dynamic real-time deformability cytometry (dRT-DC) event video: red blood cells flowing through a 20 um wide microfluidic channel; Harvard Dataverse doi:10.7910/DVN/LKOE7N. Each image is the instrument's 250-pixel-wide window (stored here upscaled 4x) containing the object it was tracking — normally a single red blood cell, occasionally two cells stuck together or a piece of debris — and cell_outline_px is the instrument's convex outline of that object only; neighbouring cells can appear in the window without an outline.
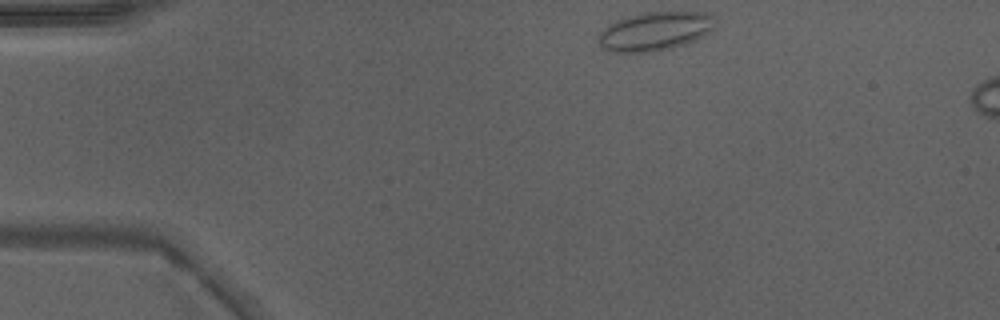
{"species": "Egyptian fruit bat (a non-hibernating species)", "species_latin": "Rousettus aegyptiacus", "temperature_condition": "warm", "stored_images_in_passage": 40, "camera_frame_rate_fps": 3000, "um_per_image_px": 0.085, "animal": {"sex": "male"}, "frame": {"image": 1, "passage_image": 1, "time_ms": 0.0, "image_size_px": [1000, 320], "cell_outline_px": [[712, 28], [696, 40], [684, 44], [668, 48], [644, 52], [616, 52], [604, 48], [600, 44], [600, 32], [604, 28], [616, 20], [628, 16], [648, 12], [704, 12], [712, 16]], "centroid_in_image_um": [55.64, 2.64], "position_along_channel_um": 29.4, "area_um2": 25.55}}
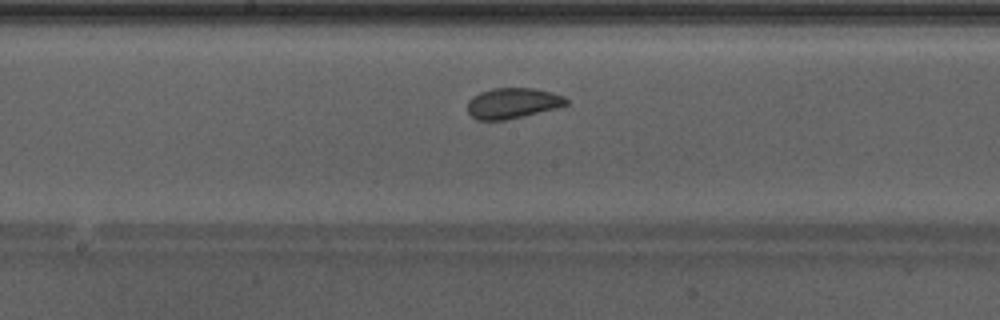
{"frame": {"image": 2, "passage_image": 18, "time_ms": 5.667, "image_size_px": [1000, 320], "cell_outline_px": [[568, 104], [556, 108], [504, 120], [476, 120], [468, 112], [468, 100], [472, 96], [480, 92], [492, 88], [536, 88], [552, 92], [564, 96], [568, 100]], "centroid_in_image_um": [43.56, 8.76], "position_along_channel_um": 204.6, "area_um2": 17.57}}
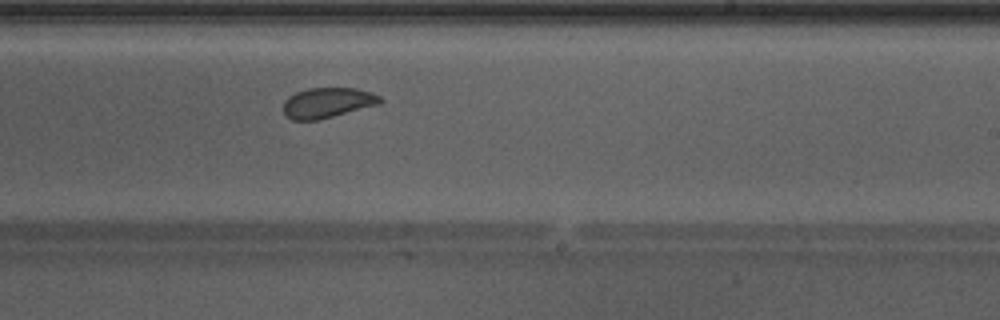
{"frame": {"image": 3, "passage_image": 22, "time_ms": 7.0, "image_size_px": [1000, 320], "cell_outline_px": [[384, 100], [380, 104], [320, 120], [292, 120], [284, 116], [284, 100], [288, 96], [296, 92], [308, 88], [356, 88], [372, 92], [380, 96]], "centroid_in_image_um": [27.84, 8.74], "position_along_channel_um": 261.2, "area_um2": 17.34}, "authors_computed_cell_mechanics": {"area_um2": 18.5249, "velocity_mm_per_s": 4.2588, "shape_relaxation_time_tau1_ms": 3.33, "shape_relaxation_time_tau2_ms": 0.9679, "deformation_change_tau1": 0.0609, "deformation_change_tau2": 0.0454}}